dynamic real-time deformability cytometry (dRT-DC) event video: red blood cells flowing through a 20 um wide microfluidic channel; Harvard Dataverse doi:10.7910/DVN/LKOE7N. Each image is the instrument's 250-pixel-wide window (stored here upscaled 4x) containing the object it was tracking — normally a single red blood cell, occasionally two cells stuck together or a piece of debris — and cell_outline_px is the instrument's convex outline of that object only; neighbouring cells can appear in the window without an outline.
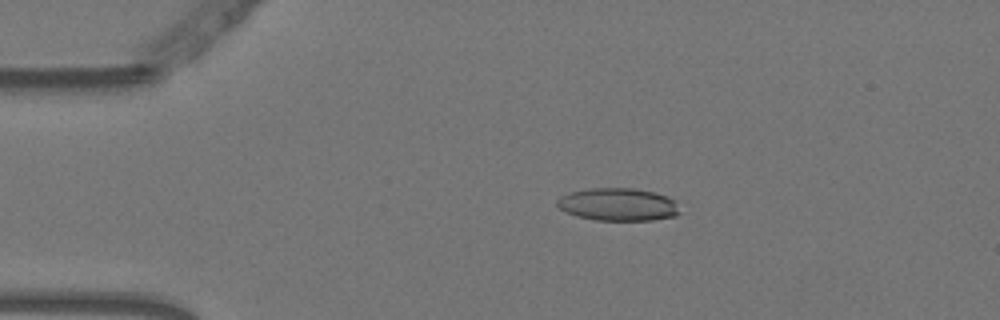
{"species": "Egyptian fruit bat (a non-hibernating species)", "species_latin": "Rousettus aegyptiacus", "temperature_condition": "warm", "stored_images_in_passage": 54, "camera_frame_rate_fps": 3000, "um_per_image_px": 0.085, "animal": {"sex": "female"}, "frame": {"image": 1, "passage_image": 11, "time_ms": 3.333, "image_size_px": [1000, 320], "cell_outline_px": [[680, 212], [676, 216], [652, 220], [596, 220], [576, 216], [564, 212], [556, 204], [556, 200], [560, 196], [568, 192], [592, 188], [632, 188], [652, 192], [668, 196], [676, 200]], "centroid_in_image_um": [52.53, 17.38], "position_along_channel_um": 32.5, "area_um2": 23.58}}
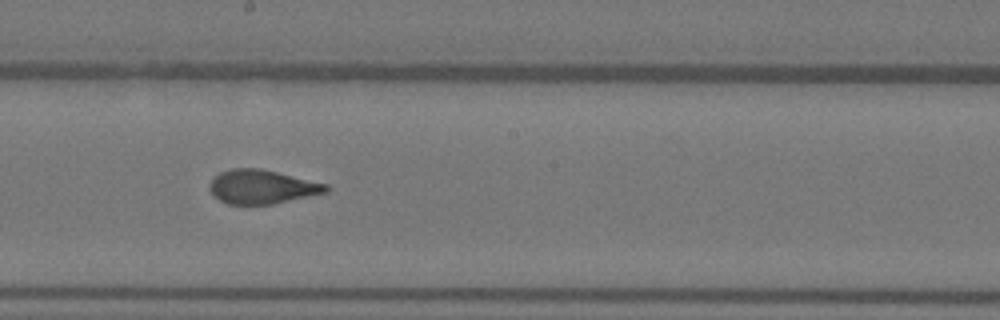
{"frame": {"image": 2, "passage_image": 30, "time_ms": 9.667, "image_size_px": [1000, 320], "cell_outline_px": [[328, 192], [272, 204], [228, 204], [220, 200], [212, 192], [212, 180], [220, 172], [232, 168], [260, 168], [328, 184]], "centroid_in_image_um": [22.31, 15.87], "position_along_channel_um": 225.9, "area_um2": 22.6}}
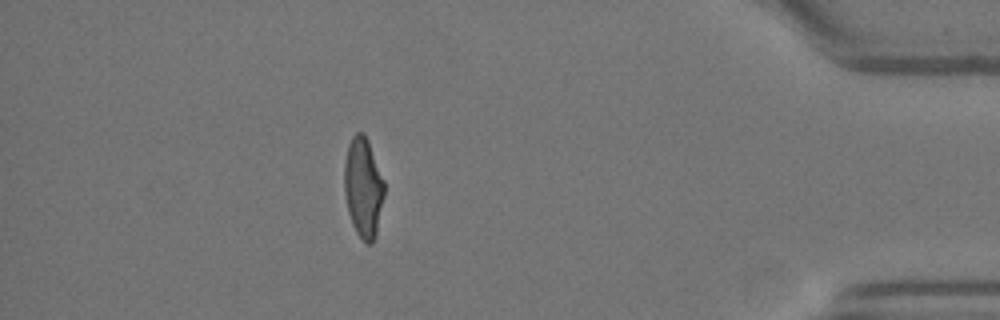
{"frame": {"image": 3, "passage_image": 48, "time_ms": 15.667, "image_size_px": [1000, 320], "cell_outline_px": [[384, 196], [376, 232], [372, 244], [368, 244], [356, 232], [352, 224], [348, 212], [344, 192], [344, 164], [348, 144], [352, 136], [356, 132], [364, 132], [368, 140], [384, 180]], "centroid_in_image_um": [30.86, 15.9], "position_along_channel_um": 404.3, "area_um2": 23.24}, "authors_computed_cell_mechanics": {"area_um2": 23.6113, "velocity_mm_per_s": 3.7621, "shape_relaxation_time_tau1_ms": 7.8744, "shape_relaxation_time_tau2_ms": 1.1269, "deformation_change_tau1": 0.2361, "deformation_change_tau2": 0.0895}}